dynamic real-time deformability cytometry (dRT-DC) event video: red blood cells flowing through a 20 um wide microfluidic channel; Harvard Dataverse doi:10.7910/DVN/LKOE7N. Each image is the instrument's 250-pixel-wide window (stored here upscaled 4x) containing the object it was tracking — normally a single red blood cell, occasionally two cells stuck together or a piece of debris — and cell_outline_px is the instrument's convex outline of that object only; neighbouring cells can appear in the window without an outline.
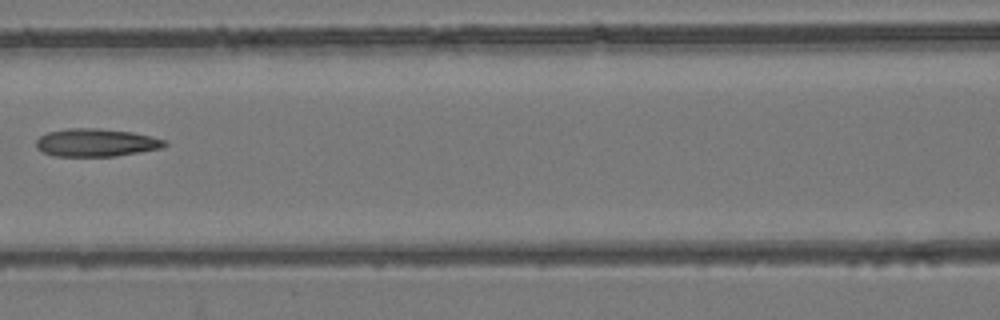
{"species": "common noctule bat (a hibernating species)", "species_latin": "Nyctalus noctula", "temperature_condition": "room temperature", "stored_images_in_passage": 8, "camera_frame_rate_fps": 3000, "um_per_image_px": 0.085, "animal": {"sex": "female", "body_mass_g": 24.6, "forearm_length_mm": 56.2}, "frame": {"image": 1, "passage_image": 7, "time_ms": 7.0, "image_size_px": [1000, 320], "cell_outline_px": [[168, 144], [160, 148], [116, 156], [52, 156], [36, 148], [36, 140], [40, 136], [48, 132], [68, 128], [100, 128], [132, 132], [152, 136], [168, 140]], "centroid_in_image_um": [8.17, 12.11], "position_along_channel_um": 158.4, "area_um2": 20.98}}
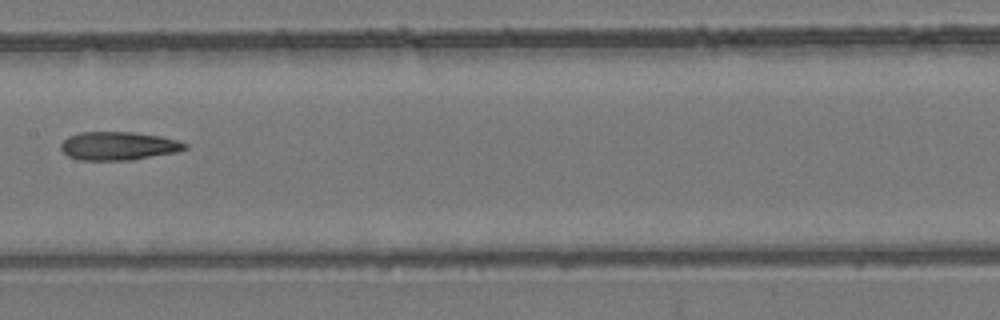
{"frame": {"image": 2, "passage_image": 8, "time_ms": 8.0, "image_size_px": [1000, 320], "cell_outline_px": [[188, 148], [176, 152], [132, 160], [80, 160], [68, 156], [60, 148], [60, 144], [68, 136], [80, 132], [132, 132], [160, 136], [176, 140], [188, 144]], "centroid_in_image_um": [10.06, 12.4], "position_along_channel_um": 197.3, "area_um2": 20.52}}